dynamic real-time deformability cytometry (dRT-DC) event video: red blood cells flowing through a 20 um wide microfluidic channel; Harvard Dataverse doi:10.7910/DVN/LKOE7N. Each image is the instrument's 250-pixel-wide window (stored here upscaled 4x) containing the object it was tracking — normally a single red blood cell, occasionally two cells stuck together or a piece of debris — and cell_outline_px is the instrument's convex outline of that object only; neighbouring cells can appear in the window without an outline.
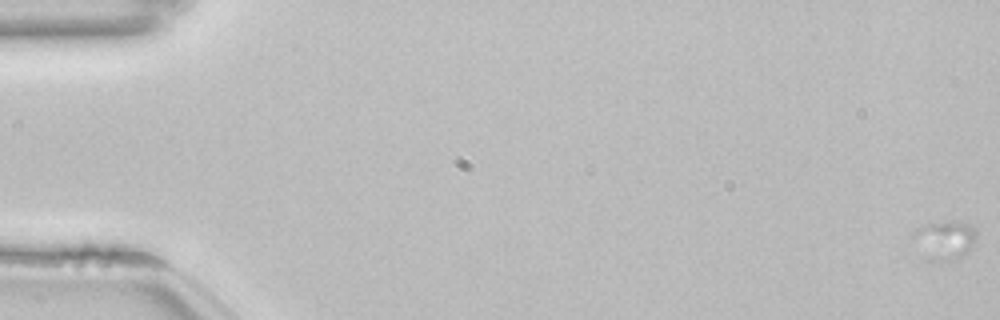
{"species": "common noctule bat (a hibernating species)", "species_latin": "Nyctalus noctula", "temperature_condition": "room temperature", "stored_images_in_passage": 11, "camera_frame_rate_fps": 3000, "um_per_image_px": 0.085, "animal": {"sex": "female", "body_mass_g": 22.7, "forearm_length_mm": 54.2}, "frame": {"image": 1, "passage_image": 1, "time_ms": 0.0, "image_size_px": [1000, 320], "cell_outline_px": [[976, 240], [972, 248], [968, 252], [960, 256], [956, 256], [912, 236], [912, 232], [916, 228], [924, 224], [968, 224], [976, 228]], "centroid_in_image_um": [80.58, 20.15], "position_along_channel_um": 4.4, "area_um2": 10.58}}